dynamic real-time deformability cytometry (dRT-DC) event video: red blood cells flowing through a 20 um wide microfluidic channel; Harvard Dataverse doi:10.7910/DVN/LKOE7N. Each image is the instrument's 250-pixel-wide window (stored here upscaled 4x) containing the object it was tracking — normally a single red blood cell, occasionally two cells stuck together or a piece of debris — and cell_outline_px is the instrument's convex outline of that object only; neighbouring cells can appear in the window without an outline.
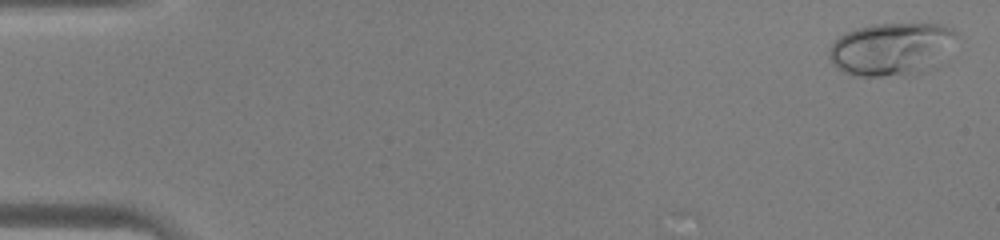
{"species": "human", "species_latin": "Homo sapiens", "temperature_condition": "warm", "stored_images_in_passage": 45, "camera_frame_rate_fps": 3000, "um_per_image_px": 0.085, "donor": {"sex": "male"}, "frame": {"image": 1, "passage_image": 1, "time_ms": 0.0, "image_size_px": [1000, 240], "cell_outline_px": [[956, 36], [920, 68], [908, 72], [880, 76], [852, 76], [836, 68], [832, 64], [828, 56], [828, 52], [832, 44], [840, 36], [848, 32], [872, 24], [940, 24], [952, 28], [956, 32]], "centroid_in_image_um": [75.52, 4.11], "position_along_channel_um": 9.5, "area_um2": 36.47}}
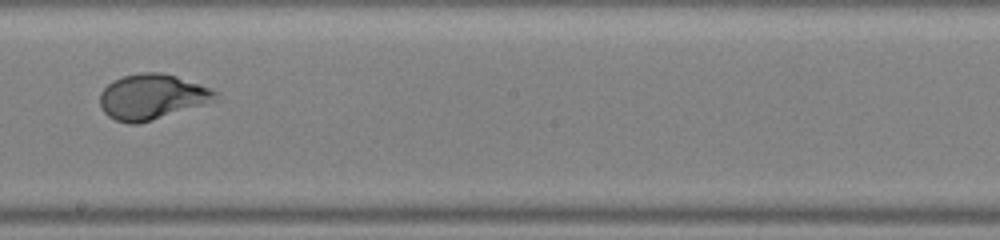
{"frame": {"image": 2, "passage_image": 26, "time_ms": 8.333, "image_size_px": [1000, 240], "cell_outline_px": [[220, 100], [136, 124], [128, 124], [116, 120], [108, 116], [104, 112], [100, 104], [100, 92], [112, 80], [124, 76], [140, 72], [160, 72], [176, 76], [208, 88], [216, 92]], "centroid_in_image_um": [12.9, 8.23], "position_along_channel_um": 235.3, "area_um2": 30.29}}
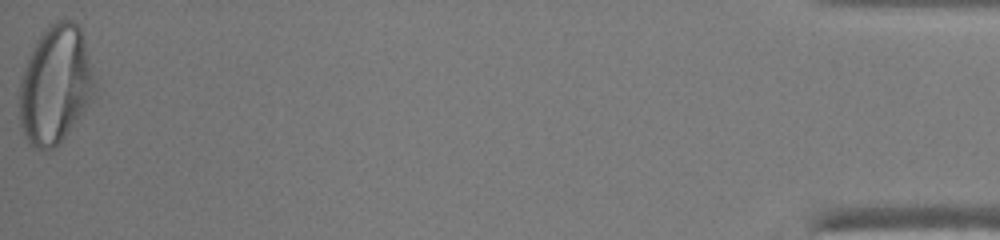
{"frame": {"image": 3, "passage_image": 45, "time_ms": 14.667, "image_size_px": [1000, 240], "cell_outline_px": [[96, 88], [92, 96], [80, 116], [60, 144], [44, 152], [32, 148], [28, 144], [24, 136], [20, 124], [20, 80], [32, 48], [48, 24], [56, 20], [72, 20], [80, 28], [96, 84]], "centroid_in_image_um": [4.68, 7.25], "position_along_channel_um": 430.5, "area_um2": 51.62}}